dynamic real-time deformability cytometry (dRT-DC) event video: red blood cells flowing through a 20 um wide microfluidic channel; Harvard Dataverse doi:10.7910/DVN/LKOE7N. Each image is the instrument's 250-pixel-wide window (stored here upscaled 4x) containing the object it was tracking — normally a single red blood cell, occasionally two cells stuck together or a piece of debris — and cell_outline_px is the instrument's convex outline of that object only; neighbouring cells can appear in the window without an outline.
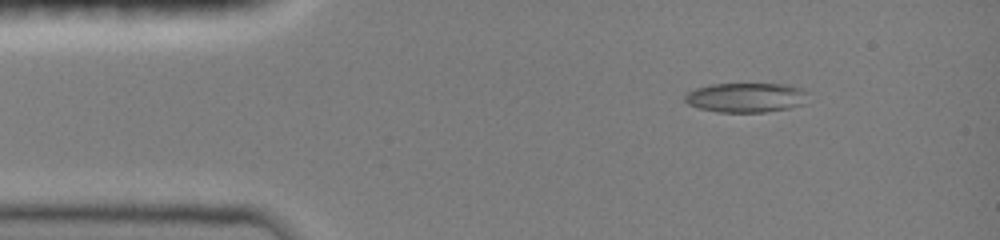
{"species": "common noctule bat (a hibernating species)", "species_latin": "Nyctalus noctula", "temperature_condition": "room temperature", "stored_images_in_passage": 31, "camera_frame_rate_fps": 3000, "um_per_image_px": 0.085, "animal": {"sex": "female", "body_mass_g": 19.0, "forearm_length_mm": 51.5}, "frame": {"image": 1, "passage_image": 10, "time_ms": 1.667, "image_size_px": [1000, 240], "cell_outline_px": [[808, 92], [804, 104], [788, 108], [764, 112], [716, 112], [700, 108], [688, 104], [684, 100], [684, 96], [688, 92], [696, 88], [712, 84], [788, 84], [804, 88]], "centroid_in_image_um": [63.44, 8.28], "position_along_channel_um": 21.6, "area_um2": 21.33}}
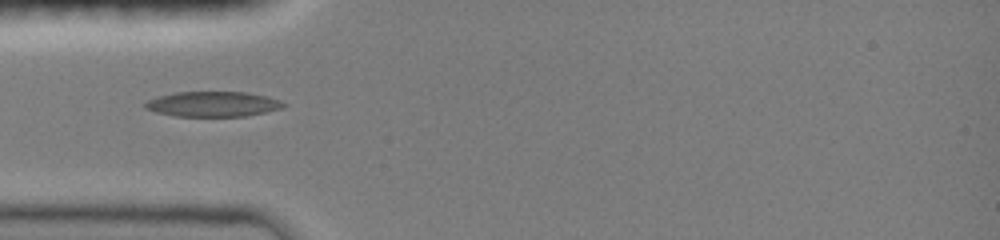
{"frame": {"image": 2, "passage_image": 25, "time_ms": 4.333, "image_size_px": [1000, 240], "cell_outline_px": [[288, 104], [284, 108], [244, 116], [176, 116], [156, 112], [144, 108], [144, 104], [148, 100], [156, 96], [176, 92], [248, 92], [268, 96], [280, 100]], "centroid_in_image_um": [18.12, 8.84], "position_along_channel_um": 66.9, "area_um2": 20.4}}
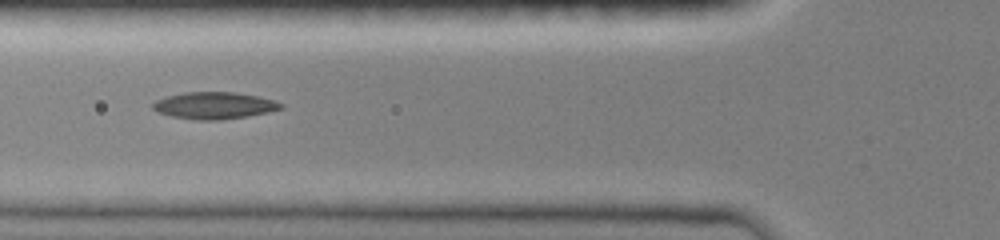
{"frame": {"image": 3, "passage_image": 30, "time_ms": 5.333, "image_size_px": [1000, 240], "cell_outline_px": [[284, 108], [268, 112], [248, 116], [220, 120], [196, 120], [172, 116], [156, 112], [152, 108], [152, 104], [156, 100], [168, 96], [184, 92], [232, 92], [256, 96], [276, 100], [284, 104]], "centroid_in_image_um": [18.22, 8.97], "position_along_channel_um": 107.6, "area_um2": 20.11}}